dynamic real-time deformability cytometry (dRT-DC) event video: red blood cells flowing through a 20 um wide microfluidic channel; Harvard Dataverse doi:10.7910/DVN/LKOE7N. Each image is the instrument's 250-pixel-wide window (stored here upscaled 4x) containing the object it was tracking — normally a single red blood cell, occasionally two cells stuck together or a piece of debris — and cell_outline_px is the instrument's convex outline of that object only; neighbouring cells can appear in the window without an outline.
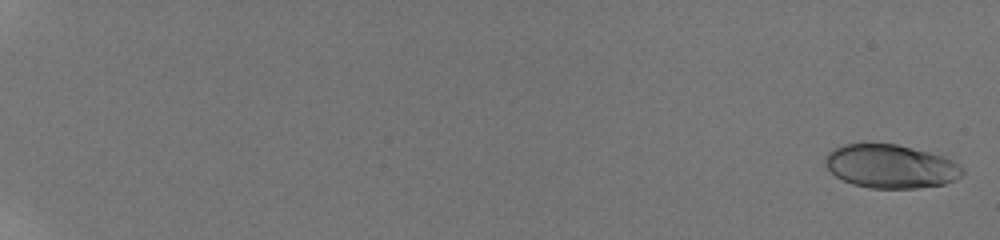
{"species": "human", "species_latin": "Homo sapiens", "temperature_condition": "room temperature", "stored_images_in_passage": 42, "camera_frame_rate_fps": 3000, "um_per_image_px": 0.085, "donor": {"sex": "male"}, "frame": {"image": 1, "passage_image": 1, "time_ms": 0.0, "image_size_px": [1000, 240], "cell_outline_px": [[964, 172], [956, 180], [944, 184], [916, 188], [868, 188], [852, 184], [836, 176], [828, 168], [824, 160], [828, 152], [832, 148], [844, 144], [896, 144], [944, 156], [952, 160], [964, 168]], "centroid_in_image_um": [75.71, 14.14], "position_along_channel_um": 9.3, "area_um2": 34.8}}
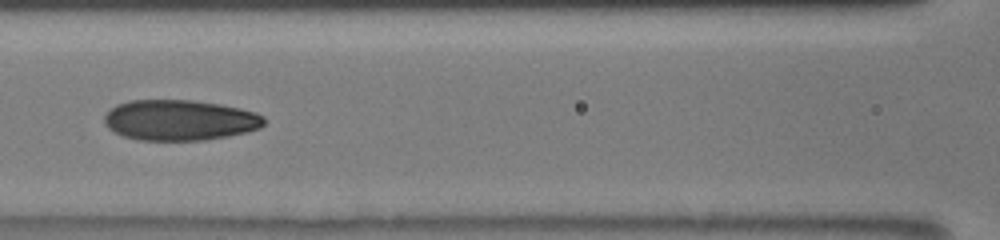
{"frame": {"image": 2, "passage_image": 21, "time_ms": 10.0, "image_size_px": [1000, 240], "cell_outline_px": [[264, 124], [260, 128], [248, 132], [228, 136], [204, 140], [140, 140], [124, 136], [108, 128], [104, 124], [104, 116], [116, 104], [132, 100], [192, 100], [220, 104], [240, 108], [256, 112], [264, 116]], "centroid_in_image_um": [15.3, 10.21], "position_along_channel_um": 151.3, "area_um2": 37.86}}
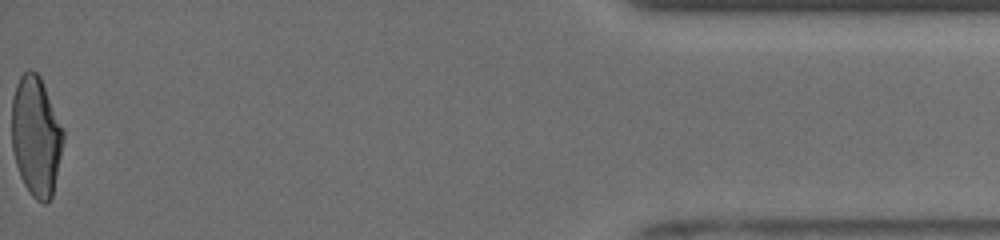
{"frame": {"image": 3, "passage_image": 42, "time_ms": 19.0, "image_size_px": [1000, 240], "cell_outline_px": [[64, 140], [52, 196], [44, 204], [36, 200], [32, 196], [24, 184], [20, 176], [16, 164], [12, 148], [12, 96], [16, 84], [20, 76], [28, 68], [32, 68], [40, 76], [64, 128]], "centroid_in_image_um": [3.06, 11.54], "position_along_channel_um": 432.1, "area_um2": 36.24}, "authors_computed_cell_mechanics": {"area_um2": 36.9053, "velocity_mm_per_s": 3.8895, "shape_relaxation_time_tau1_ms": 5.1408, "shape_relaxation_time_tau2_ms": 1.1928, "deformation_change_tau1": 0.1958, "deformation_change_tau2": 0.0684}}